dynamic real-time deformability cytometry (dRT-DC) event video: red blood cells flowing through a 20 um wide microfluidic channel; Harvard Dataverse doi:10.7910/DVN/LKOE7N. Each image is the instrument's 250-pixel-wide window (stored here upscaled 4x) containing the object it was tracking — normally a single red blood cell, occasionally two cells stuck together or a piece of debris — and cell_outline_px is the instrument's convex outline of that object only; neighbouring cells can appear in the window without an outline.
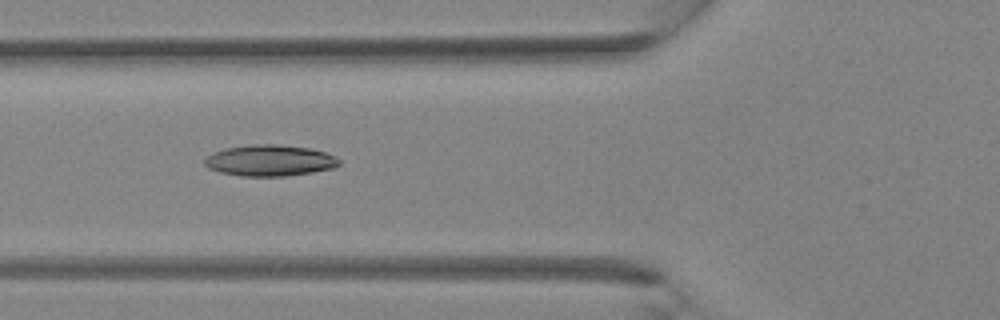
{"species": "Egyptian fruit bat (a non-hibernating species)", "species_latin": "Rousettus aegyptiacus", "temperature_condition": "room temperature", "stored_images_in_passage": 31, "camera_frame_rate_fps": 3000, "um_per_image_px": 0.085, "animal": {"sex": "female"}, "frame": {"image": 1, "passage_image": 8, "time_ms": 2.333, "image_size_px": [1000, 320], "cell_outline_px": [[340, 164], [332, 168], [312, 172], [284, 176], [240, 176], [220, 172], [208, 168], [204, 164], [204, 160], [212, 152], [224, 148], [252, 144], [272, 144], [308, 148], [324, 152], [340, 160]], "centroid_in_image_um": [22.87, 13.64], "position_along_channel_um": 102.9, "area_um2": 24.28}}
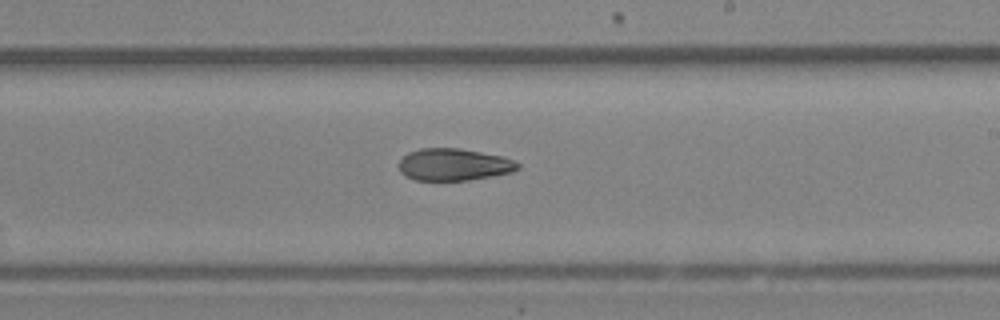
{"frame": {"image": 2, "passage_image": 16, "time_ms": 5.0, "image_size_px": [1000, 320], "cell_outline_px": [[520, 168], [512, 172], [492, 176], [468, 180], [416, 180], [404, 176], [400, 172], [400, 160], [408, 152], [420, 148], [460, 148], [500, 156], [512, 160], [520, 164]], "centroid_in_image_um": [38.56, 13.99], "position_along_channel_um": 250.4, "area_um2": 22.14}}
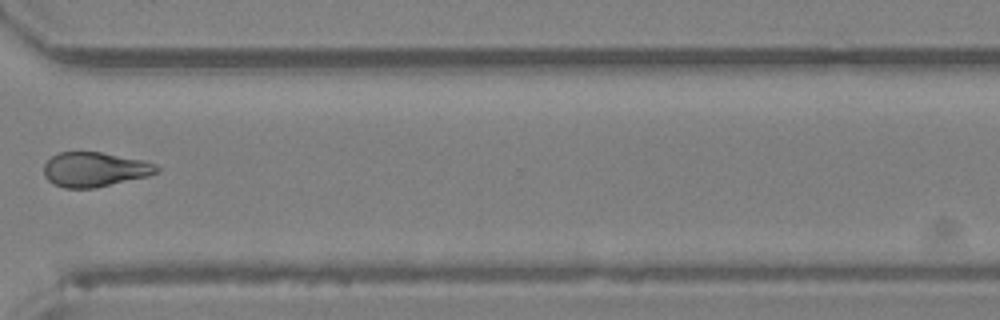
{"frame": {"image": 3, "passage_image": 22, "time_ms": 7.0, "image_size_px": [1000, 320], "cell_outline_px": [[160, 172], [148, 176], [96, 188], [64, 188], [52, 184], [44, 176], [44, 164], [52, 156], [60, 152], [100, 152], [144, 160], [156, 164], [160, 168]], "centroid_in_image_um": [8.06, 14.41], "position_along_channel_um": 362.5, "area_um2": 22.95}}